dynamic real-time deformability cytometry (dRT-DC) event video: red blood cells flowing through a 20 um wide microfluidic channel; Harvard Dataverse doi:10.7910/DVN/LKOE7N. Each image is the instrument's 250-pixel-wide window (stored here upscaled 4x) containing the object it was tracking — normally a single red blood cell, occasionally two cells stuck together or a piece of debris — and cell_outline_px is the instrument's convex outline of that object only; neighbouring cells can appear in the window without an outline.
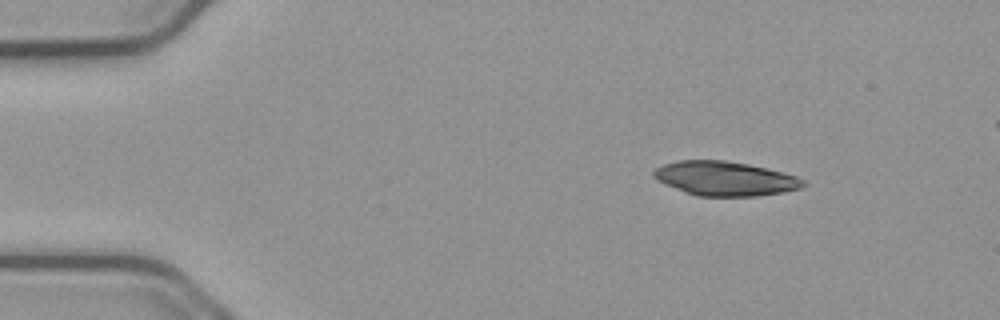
{"species": "common noctule bat (a hibernating species)", "species_latin": "Nyctalus noctula", "temperature_condition": "cold", "stored_images_in_passage": 48, "camera_frame_rate_fps": 3000, "um_per_image_px": 0.085, "animal": {"sex": "male", "body_mass_g": 23.1, "forearm_length_mm": 52.7}, "frame": {"image": 1, "passage_image": 1, "time_ms": 0.0, "image_size_px": [1000, 320], "cell_outline_px": [[808, 184], [804, 188], [784, 192], [756, 196], [696, 196], [664, 184], [656, 180], [652, 176], [652, 172], [656, 168], [664, 164], [676, 160], [724, 160], [748, 164], [784, 172], [796, 176], [804, 180]], "centroid_in_image_um": [61.64, 15.18], "position_along_channel_um": 23.4, "area_um2": 30.17}}